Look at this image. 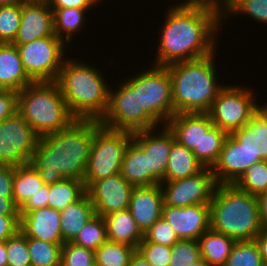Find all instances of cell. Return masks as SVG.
Here are the masks:
<instances>
[{
	"label": "cell",
	"mask_w": 267,
	"mask_h": 266,
	"mask_svg": "<svg viewBox=\"0 0 267 266\" xmlns=\"http://www.w3.org/2000/svg\"><path fill=\"white\" fill-rule=\"evenodd\" d=\"M165 15L153 65L196 60L217 50L222 16L216 10L181 1L168 7Z\"/></svg>",
	"instance_id": "cell-1"
},
{
	"label": "cell",
	"mask_w": 267,
	"mask_h": 266,
	"mask_svg": "<svg viewBox=\"0 0 267 266\" xmlns=\"http://www.w3.org/2000/svg\"><path fill=\"white\" fill-rule=\"evenodd\" d=\"M94 139V119H75L67 128L39 138L29 164L44 185L63 178L84 181Z\"/></svg>",
	"instance_id": "cell-2"
},
{
	"label": "cell",
	"mask_w": 267,
	"mask_h": 266,
	"mask_svg": "<svg viewBox=\"0 0 267 266\" xmlns=\"http://www.w3.org/2000/svg\"><path fill=\"white\" fill-rule=\"evenodd\" d=\"M77 60L65 58L56 83L76 119L100 120L108 108L111 86L100 68Z\"/></svg>",
	"instance_id": "cell-3"
},
{
	"label": "cell",
	"mask_w": 267,
	"mask_h": 266,
	"mask_svg": "<svg viewBox=\"0 0 267 266\" xmlns=\"http://www.w3.org/2000/svg\"><path fill=\"white\" fill-rule=\"evenodd\" d=\"M216 52L200 59L165 66L172 80L175 114L207 113L218 93L226 86L217 83Z\"/></svg>",
	"instance_id": "cell-4"
},
{
	"label": "cell",
	"mask_w": 267,
	"mask_h": 266,
	"mask_svg": "<svg viewBox=\"0 0 267 266\" xmlns=\"http://www.w3.org/2000/svg\"><path fill=\"white\" fill-rule=\"evenodd\" d=\"M210 205V228L237 241H251L263 230L256 196L235 184H218Z\"/></svg>",
	"instance_id": "cell-5"
},
{
	"label": "cell",
	"mask_w": 267,
	"mask_h": 266,
	"mask_svg": "<svg viewBox=\"0 0 267 266\" xmlns=\"http://www.w3.org/2000/svg\"><path fill=\"white\" fill-rule=\"evenodd\" d=\"M17 112L40 137L59 132L76 119L56 81H33L19 91Z\"/></svg>",
	"instance_id": "cell-6"
},
{
	"label": "cell",
	"mask_w": 267,
	"mask_h": 266,
	"mask_svg": "<svg viewBox=\"0 0 267 266\" xmlns=\"http://www.w3.org/2000/svg\"><path fill=\"white\" fill-rule=\"evenodd\" d=\"M130 77L122 80L114 88L116 90L110 89L108 108L99 120L100 124L109 129L132 133L159 127L145 109L140 107L139 72Z\"/></svg>",
	"instance_id": "cell-7"
},
{
	"label": "cell",
	"mask_w": 267,
	"mask_h": 266,
	"mask_svg": "<svg viewBox=\"0 0 267 266\" xmlns=\"http://www.w3.org/2000/svg\"><path fill=\"white\" fill-rule=\"evenodd\" d=\"M133 133L113 130L94 119V139L84 177L87 188L93 181L120 173L127 146Z\"/></svg>",
	"instance_id": "cell-8"
},
{
	"label": "cell",
	"mask_w": 267,
	"mask_h": 266,
	"mask_svg": "<svg viewBox=\"0 0 267 266\" xmlns=\"http://www.w3.org/2000/svg\"><path fill=\"white\" fill-rule=\"evenodd\" d=\"M253 90L244 85H226L217 95L207 112L215 127L232 131L244 127L259 110Z\"/></svg>",
	"instance_id": "cell-9"
},
{
	"label": "cell",
	"mask_w": 267,
	"mask_h": 266,
	"mask_svg": "<svg viewBox=\"0 0 267 266\" xmlns=\"http://www.w3.org/2000/svg\"><path fill=\"white\" fill-rule=\"evenodd\" d=\"M68 45L56 35L16 45L23 67L33 81H56Z\"/></svg>",
	"instance_id": "cell-10"
},
{
	"label": "cell",
	"mask_w": 267,
	"mask_h": 266,
	"mask_svg": "<svg viewBox=\"0 0 267 266\" xmlns=\"http://www.w3.org/2000/svg\"><path fill=\"white\" fill-rule=\"evenodd\" d=\"M149 68L139 72L140 107H143L159 125H166L175 115L172 80L165 66L152 64Z\"/></svg>",
	"instance_id": "cell-11"
},
{
	"label": "cell",
	"mask_w": 267,
	"mask_h": 266,
	"mask_svg": "<svg viewBox=\"0 0 267 266\" xmlns=\"http://www.w3.org/2000/svg\"><path fill=\"white\" fill-rule=\"evenodd\" d=\"M40 136L16 111L0 121V165L28 164Z\"/></svg>",
	"instance_id": "cell-12"
},
{
	"label": "cell",
	"mask_w": 267,
	"mask_h": 266,
	"mask_svg": "<svg viewBox=\"0 0 267 266\" xmlns=\"http://www.w3.org/2000/svg\"><path fill=\"white\" fill-rule=\"evenodd\" d=\"M164 206L186 207L209 204L218 186L211 168H204L196 175L160 183Z\"/></svg>",
	"instance_id": "cell-13"
},
{
	"label": "cell",
	"mask_w": 267,
	"mask_h": 266,
	"mask_svg": "<svg viewBox=\"0 0 267 266\" xmlns=\"http://www.w3.org/2000/svg\"><path fill=\"white\" fill-rule=\"evenodd\" d=\"M158 128L162 130L159 131ZM133 140L148 155L149 186L164 182L169 152L175 140L173 133L166 125H163L154 129L133 132Z\"/></svg>",
	"instance_id": "cell-14"
},
{
	"label": "cell",
	"mask_w": 267,
	"mask_h": 266,
	"mask_svg": "<svg viewBox=\"0 0 267 266\" xmlns=\"http://www.w3.org/2000/svg\"><path fill=\"white\" fill-rule=\"evenodd\" d=\"M133 188L134 186L118 173L93 181L86 188V193L94 205L95 214L103 217L128 209Z\"/></svg>",
	"instance_id": "cell-15"
},
{
	"label": "cell",
	"mask_w": 267,
	"mask_h": 266,
	"mask_svg": "<svg viewBox=\"0 0 267 266\" xmlns=\"http://www.w3.org/2000/svg\"><path fill=\"white\" fill-rule=\"evenodd\" d=\"M53 10L47 0H27L22 4L21 20L14 45L54 36Z\"/></svg>",
	"instance_id": "cell-16"
},
{
	"label": "cell",
	"mask_w": 267,
	"mask_h": 266,
	"mask_svg": "<svg viewBox=\"0 0 267 266\" xmlns=\"http://www.w3.org/2000/svg\"><path fill=\"white\" fill-rule=\"evenodd\" d=\"M261 161L229 133L212 173L218 184H235L249 167Z\"/></svg>",
	"instance_id": "cell-17"
},
{
	"label": "cell",
	"mask_w": 267,
	"mask_h": 266,
	"mask_svg": "<svg viewBox=\"0 0 267 266\" xmlns=\"http://www.w3.org/2000/svg\"><path fill=\"white\" fill-rule=\"evenodd\" d=\"M162 217L173 227L180 240H198L210 228V205L164 206Z\"/></svg>",
	"instance_id": "cell-18"
},
{
	"label": "cell",
	"mask_w": 267,
	"mask_h": 266,
	"mask_svg": "<svg viewBox=\"0 0 267 266\" xmlns=\"http://www.w3.org/2000/svg\"><path fill=\"white\" fill-rule=\"evenodd\" d=\"M177 142L192 150L201 163L203 134L214 126L207 113H176L166 124Z\"/></svg>",
	"instance_id": "cell-19"
},
{
	"label": "cell",
	"mask_w": 267,
	"mask_h": 266,
	"mask_svg": "<svg viewBox=\"0 0 267 266\" xmlns=\"http://www.w3.org/2000/svg\"><path fill=\"white\" fill-rule=\"evenodd\" d=\"M163 207L160 184L133 188L128 210L143 234L162 217Z\"/></svg>",
	"instance_id": "cell-20"
},
{
	"label": "cell",
	"mask_w": 267,
	"mask_h": 266,
	"mask_svg": "<svg viewBox=\"0 0 267 266\" xmlns=\"http://www.w3.org/2000/svg\"><path fill=\"white\" fill-rule=\"evenodd\" d=\"M20 230L29 238L53 244H64L60 227V211L42 207L29 212H19Z\"/></svg>",
	"instance_id": "cell-21"
},
{
	"label": "cell",
	"mask_w": 267,
	"mask_h": 266,
	"mask_svg": "<svg viewBox=\"0 0 267 266\" xmlns=\"http://www.w3.org/2000/svg\"><path fill=\"white\" fill-rule=\"evenodd\" d=\"M255 159L267 160V103L242 128L230 133Z\"/></svg>",
	"instance_id": "cell-22"
},
{
	"label": "cell",
	"mask_w": 267,
	"mask_h": 266,
	"mask_svg": "<svg viewBox=\"0 0 267 266\" xmlns=\"http://www.w3.org/2000/svg\"><path fill=\"white\" fill-rule=\"evenodd\" d=\"M33 80L26 73L19 51L12 43L0 44V89L21 91Z\"/></svg>",
	"instance_id": "cell-23"
},
{
	"label": "cell",
	"mask_w": 267,
	"mask_h": 266,
	"mask_svg": "<svg viewBox=\"0 0 267 266\" xmlns=\"http://www.w3.org/2000/svg\"><path fill=\"white\" fill-rule=\"evenodd\" d=\"M103 218L106 224L108 241L124 243L138 248L144 234L140 231L128 209L109 213Z\"/></svg>",
	"instance_id": "cell-24"
},
{
	"label": "cell",
	"mask_w": 267,
	"mask_h": 266,
	"mask_svg": "<svg viewBox=\"0 0 267 266\" xmlns=\"http://www.w3.org/2000/svg\"><path fill=\"white\" fill-rule=\"evenodd\" d=\"M95 215L94 205L87 193L61 210L60 227L63 241L72 242L80 229Z\"/></svg>",
	"instance_id": "cell-25"
},
{
	"label": "cell",
	"mask_w": 267,
	"mask_h": 266,
	"mask_svg": "<svg viewBox=\"0 0 267 266\" xmlns=\"http://www.w3.org/2000/svg\"><path fill=\"white\" fill-rule=\"evenodd\" d=\"M204 169L192 150L176 140L172 142L164 182L175 181L196 175Z\"/></svg>",
	"instance_id": "cell-26"
},
{
	"label": "cell",
	"mask_w": 267,
	"mask_h": 266,
	"mask_svg": "<svg viewBox=\"0 0 267 266\" xmlns=\"http://www.w3.org/2000/svg\"><path fill=\"white\" fill-rule=\"evenodd\" d=\"M120 174L134 187L149 186L148 155L133 139L125 151Z\"/></svg>",
	"instance_id": "cell-27"
},
{
	"label": "cell",
	"mask_w": 267,
	"mask_h": 266,
	"mask_svg": "<svg viewBox=\"0 0 267 266\" xmlns=\"http://www.w3.org/2000/svg\"><path fill=\"white\" fill-rule=\"evenodd\" d=\"M201 258L209 266H224L236 241L209 228L197 240Z\"/></svg>",
	"instance_id": "cell-28"
},
{
	"label": "cell",
	"mask_w": 267,
	"mask_h": 266,
	"mask_svg": "<svg viewBox=\"0 0 267 266\" xmlns=\"http://www.w3.org/2000/svg\"><path fill=\"white\" fill-rule=\"evenodd\" d=\"M53 10L54 33L67 45L72 44L75 34H79L86 22V13L90 9L51 8ZM78 32V33H77Z\"/></svg>",
	"instance_id": "cell-29"
},
{
	"label": "cell",
	"mask_w": 267,
	"mask_h": 266,
	"mask_svg": "<svg viewBox=\"0 0 267 266\" xmlns=\"http://www.w3.org/2000/svg\"><path fill=\"white\" fill-rule=\"evenodd\" d=\"M44 186L41 175L29 163L15 167L13 180V201L20 208L28 198Z\"/></svg>",
	"instance_id": "cell-30"
},
{
	"label": "cell",
	"mask_w": 267,
	"mask_h": 266,
	"mask_svg": "<svg viewBox=\"0 0 267 266\" xmlns=\"http://www.w3.org/2000/svg\"><path fill=\"white\" fill-rule=\"evenodd\" d=\"M86 193L84 181L63 178L49 185L48 207L55 210H64L70 204L78 201Z\"/></svg>",
	"instance_id": "cell-31"
},
{
	"label": "cell",
	"mask_w": 267,
	"mask_h": 266,
	"mask_svg": "<svg viewBox=\"0 0 267 266\" xmlns=\"http://www.w3.org/2000/svg\"><path fill=\"white\" fill-rule=\"evenodd\" d=\"M136 248L124 244L106 241L95 252V266H129Z\"/></svg>",
	"instance_id": "cell-32"
},
{
	"label": "cell",
	"mask_w": 267,
	"mask_h": 266,
	"mask_svg": "<svg viewBox=\"0 0 267 266\" xmlns=\"http://www.w3.org/2000/svg\"><path fill=\"white\" fill-rule=\"evenodd\" d=\"M27 246L32 266H60L63 244L27 237Z\"/></svg>",
	"instance_id": "cell-33"
},
{
	"label": "cell",
	"mask_w": 267,
	"mask_h": 266,
	"mask_svg": "<svg viewBox=\"0 0 267 266\" xmlns=\"http://www.w3.org/2000/svg\"><path fill=\"white\" fill-rule=\"evenodd\" d=\"M107 240L104 218L95 215L80 229L72 243L95 251Z\"/></svg>",
	"instance_id": "cell-34"
},
{
	"label": "cell",
	"mask_w": 267,
	"mask_h": 266,
	"mask_svg": "<svg viewBox=\"0 0 267 266\" xmlns=\"http://www.w3.org/2000/svg\"><path fill=\"white\" fill-rule=\"evenodd\" d=\"M235 185L242 191L258 197L267 191V160L249 167Z\"/></svg>",
	"instance_id": "cell-35"
},
{
	"label": "cell",
	"mask_w": 267,
	"mask_h": 266,
	"mask_svg": "<svg viewBox=\"0 0 267 266\" xmlns=\"http://www.w3.org/2000/svg\"><path fill=\"white\" fill-rule=\"evenodd\" d=\"M228 133L213 126L207 134H203L201 141V164L204 168H211L217 162L224 141Z\"/></svg>",
	"instance_id": "cell-36"
},
{
	"label": "cell",
	"mask_w": 267,
	"mask_h": 266,
	"mask_svg": "<svg viewBox=\"0 0 267 266\" xmlns=\"http://www.w3.org/2000/svg\"><path fill=\"white\" fill-rule=\"evenodd\" d=\"M262 262L255 240L237 241L224 266H261Z\"/></svg>",
	"instance_id": "cell-37"
},
{
	"label": "cell",
	"mask_w": 267,
	"mask_h": 266,
	"mask_svg": "<svg viewBox=\"0 0 267 266\" xmlns=\"http://www.w3.org/2000/svg\"><path fill=\"white\" fill-rule=\"evenodd\" d=\"M237 14L248 15L255 22L267 24V0H234L222 15V25L225 24L224 21L229 19L230 16L234 17Z\"/></svg>",
	"instance_id": "cell-38"
},
{
	"label": "cell",
	"mask_w": 267,
	"mask_h": 266,
	"mask_svg": "<svg viewBox=\"0 0 267 266\" xmlns=\"http://www.w3.org/2000/svg\"><path fill=\"white\" fill-rule=\"evenodd\" d=\"M22 4L0 6V42L12 43L21 20Z\"/></svg>",
	"instance_id": "cell-39"
},
{
	"label": "cell",
	"mask_w": 267,
	"mask_h": 266,
	"mask_svg": "<svg viewBox=\"0 0 267 266\" xmlns=\"http://www.w3.org/2000/svg\"><path fill=\"white\" fill-rule=\"evenodd\" d=\"M7 266H29L31 260L27 237L19 230L6 240Z\"/></svg>",
	"instance_id": "cell-40"
},
{
	"label": "cell",
	"mask_w": 267,
	"mask_h": 266,
	"mask_svg": "<svg viewBox=\"0 0 267 266\" xmlns=\"http://www.w3.org/2000/svg\"><path fill=\"white\" fill-rule=\"evenodd\" d=\"M169 266H187L201 259L197 240H179L171 247Z\"/></svg>",
	"instance_id": "cell-41"
},
{
	"label": "cell",
	"mask_w": 267,
	"mask_h": 266,
	"mask_svg": "<svg viewBox=\"0 0 267 266\" xmlns=\"http://www.w3.org/2000/svg\"><path fill=\"white\" fill-rule=\"evenodd\" d=\"M60 266H95V252L66 242L62 246Z\"/></svg>",
	"instance_id": "cell-42"
},
{
	"label": "cell",
	"mask_w": 267,
	"mask_h": 266,
	"mask_svg": "<svg viewBox=\"0 0 267 266\" xmlns=\"http://www.w3.org/2000/svg\"><path fill=\"white\" fill-rule=\"evenodd\" d=\"M179 240L180 238L173 227L161 217L144 233L141 242H153L172 247Z\"/></svg>",
	"instance_id": "cell-43"
},
{
	"label": "cell",
	"mask_w": 267,
	"mask_h": 266,
	"mask_svg": "<svg viewBox=\"0 0 267 266\" xmlns=\"http://www.w3.org/2000/svg\"><path fill=\"white\" fill-rule=\"evenodd\" d=\"M136 250L151 266H169L171 247L153 242H140Z\"/></svg>",
	"instance_id": "cell-44"
},
{
	"label": "cell",
	"mask_w": 267,
	"mask_h": 266,
	"mask_svg": "<svg viewBox=\"0 0 267 266\" xmlns=\"http://www.w3.org/2000/svg\"><path fill=\"white\" fill-rule=\"evenodd\" d=\"M18 92L0 89V121L12 116L17 111Z\"/></svg>",
	"instance_id": "cell-45"
},
{
	"label": "cell",
	"mask_w": 267,
	"mask_h": 266,
	"mask_svg": "<svg viewBox=\"0 0 267 266\" xmlns=\"http://www.w3.org/2000/svg\"><path fill=\"white\" fill-rule=\"evenodd\" d=\"M20 230V215H0V241H6Z\"/></svg>",
	"instance_id": "cell-46"
},
{
	"label": "cell",
	"mask_w": 267,
	"mask_h": 266,
	"mask_svg": "<svg viewBox=\"0 0 267 266\" xmlns=\"http://www.w3.org/2000/svg\"><path fill=\"white\" fill-rule=\"evenodd\" d=\"M15 166L0 165V195L13 198V180Z\"/></svg>",
	"instance_id": "cell-47"
},
{
	"label": "cell",
	"mask_w": 267,
	"mask_h": 266,
	"mask_svg": "<svg viewBox=\"0 0 267 266\" xmlns=\"http://www.w3.org/2000/svg\"><path fill=\"white\" fill-rule=\"evenodd\" d=\"M49 186L44 185L39 191L19 208V212H29L38 208L48 207Z\"/></svg>",
	"instance_id": "cell-48"
},
{
	"label": "cell",
	"mask_w": 267,
	"mask_h": 266,
	"mask_svg": "<svg viewBox=\"0 0 267 266\" xmlns=\"http://www.w3.org/2000/svg\"><path fill=\"white\" fill-rule=\"evenodd\" d=\"M103 0H47L50 8H79L93 9L94 5H98Z\"/></svg>",
	"instance_id": "cell-49"
},
{
	"label": "cell",
	"mask_w": 267,
	"mask_h": 266,
	"mask_svg": "<svg viewBox=\"0 0 267 266\" xmlns=\"http://www.w3.org/2000/svg\"><path fill=\"white\" fill-rule=\"evenodd\" d=\"M234 0H185L182 3L190 6H203L216 10L221 16L232 5Z\"/></svg>",
	"instance_id": "cell-50"
},
{
	"label": "cell",
	"mask_w": 267,
	"mask_h": 266,
	"mask_svg": "<svg viewBox=\"0 0 267 266\" xmlns=\"http://www.w3.org/2000/svg\"><path fill=\"white\" fill-rule=\"evenodd\" d=\"M0 215H19V208L15 205L13 198L0 195Z\"/></svg>",
	"instance_id": "cell-51"
},
{
	"label": "cell",
	"mask_w": 267,
	"mask_h": 266,
	"mask_svg": "<svg viewBox=\"0 0 267 266\" xmlns=\"http://www.w3.org/2000/svg\"><path fill=\"white\" fill-rule=\"evenodd\" d=\"M259 211H260V220L263 229H267V191L259 195Z\"/></svg>",
	"instance_id": "cell-52"
},
{
	"label": "cell",
	"mask_w": 267,
	"mask_h": 266,
	"mask_svg": "<svg viewBox=\"0 0 267 266\" xmlns=\"http://www.w3.org/2000/svg\"><path fill=\"white\" fill-rule=\"evenodd\" d=\"M255 241L259 247L263 261L267 262V229H263L256 237Z\"/></svg>",
	"instance_id": "cell-53"
},
{
	"label": "cell",
	"mask_w": 267,
	"mask_h": 266,
	"mask_svg": "<svg viewBox=\"0 0 267 266\" xmlns=\"http://www.w3.org/2000/svg\"><path fill=\"white\" fill-rule=\"evenodd\" d=\"M129 266H151L149 262L136 250L132 255Z\"/></svg>",
	"instance_id": "cell-54"
},
{
	"label": "cell",
	"mask_w": 267,
	"mask_h": 266,
	"mask_svg": "<svg viewBox=\"0 0 267 266\" xmlns=\"http://www.w3.org/2000/svg\"><path fill=\"white\" fill-rule=\"evenodd\" d=\"M0 266H7L6 241H0Z\"/></svg>",
	"instance_id": "cell-55"
},
{
	"label": "cell",
	"mask_w": 267,
	"mask_h": 266,
	"mask_svg": "<svg viewBox=\"0 0 267 266\" xmlns=\"http://www.w3.org/2000/svg\"><path fill=\"white\" fill-rule=\"evenodd\" d=\"M27 0H0V6L4 5H19L23 4Z\"/></svg>",
	"instance_id": "cell-56"
},
{
	"label": "cell",
	"mask_w": 267,
	"mask_h": 266,
	"mask_svg": "<svg viewBox=\"0 0 267 266\" xmlns=\"http://www.w3.org/2000/svg\"><path fill=\"white\" fill-rule=\"evenodd\" d=\"M187 266H209L202 258L198 260L197 262H194Z\"/></svg>",
	"instance_id": "cell-57"
},
{
	"label": "cell",
	"mask_w": 267,
	"mask_h": 266,
	"mask_svg": "<svg viewBox=\"0 0 267 266\" xmlns=\"http://www.w3.org/2000/svg\"><path fill=\"white\" fill-rule=\"evenodd\" d=\"M261 266H267V262L263 261Z\"/></svg>",
	"instance_id": "cell-58"
}]
</instances>
